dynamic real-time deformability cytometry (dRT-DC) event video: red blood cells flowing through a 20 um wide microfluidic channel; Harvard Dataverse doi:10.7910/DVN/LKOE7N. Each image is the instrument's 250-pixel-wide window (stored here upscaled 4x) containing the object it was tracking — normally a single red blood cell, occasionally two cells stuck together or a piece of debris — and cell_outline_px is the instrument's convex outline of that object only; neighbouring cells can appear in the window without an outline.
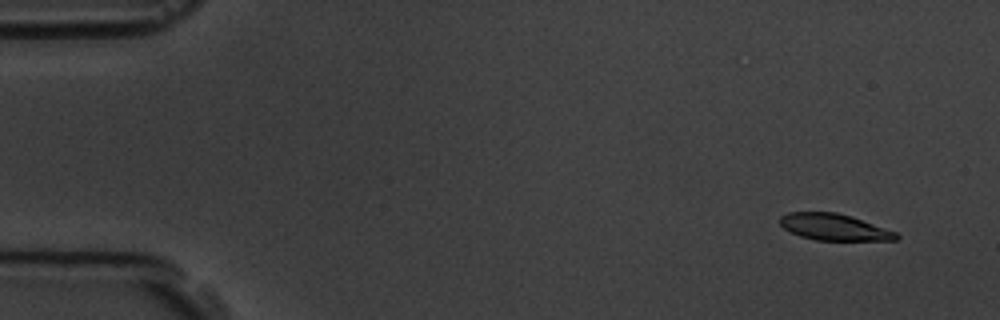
{"species": "common noctule bat (a hibernating species)", "species_latin": "Nyctalus noctula", "temperature_condition": "room temperature", "stored_images_in_passage": 5, "camera_frame_rate_fps": 3000, "um_per_image_px": 0.085, "animal": {"sex": "male", "body_mass_g": 19.5, "forearm_length_mm": 54.6}, "frame": {"image": 1, "passage_image": 1, "time_ms": 0.0, "image_size_px": [1000, 320], "cell_outline_px": [[900, 236], [896, 240], [816, 240], [800, 236], [784, 228], [780, 224], [780, 216], [788, 212], [836, 212], [852, 216], [896, 232]], "centroid_in_image_um": [70.89, 19.3], "position_along_channel_um": 14.1, "area_um2": 17.86}}